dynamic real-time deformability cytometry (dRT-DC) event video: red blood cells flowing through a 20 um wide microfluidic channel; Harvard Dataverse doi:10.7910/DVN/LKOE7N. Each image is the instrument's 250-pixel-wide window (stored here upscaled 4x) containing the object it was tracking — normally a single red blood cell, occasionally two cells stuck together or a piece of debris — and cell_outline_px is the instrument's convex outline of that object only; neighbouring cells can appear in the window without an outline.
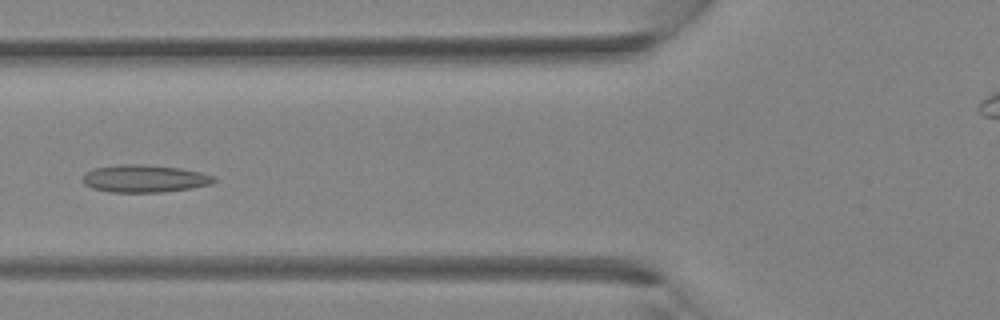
{"species": "Egyptian fruit bat (a non-hibernating species)", "species_latin": "Rousettus aegyptiacus", "temperature_condition": "room temperature", "stored_images_in_passage": 32, "camera_frame_rate_fps": 3000, "um_per_image_px": 0.085, "animal": {"sex": "female"}, "frame": {"image": 1, "passage_image": 8, "time_ms": 2.333, "image_size_px": [1000, 320], "cell_outline_px": [[216, 180], [212, 184], [192, 188], [164, 192], [108, 192], [92, 188], [84, 184], [84, 172], [92, 168], [120, 164], [140, 164], [180, 168], [200, 172], [216, 176]], "centroid_in_image_um": [12.29, 15.18], "position_along_channel_um": 113.5, "area_um2": 21.21}}
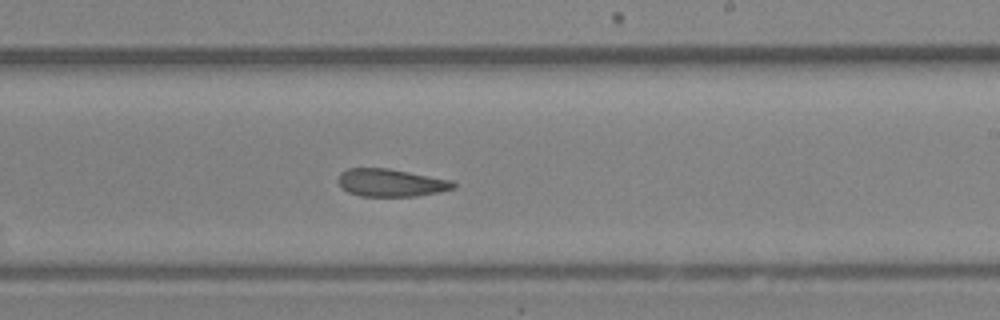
{"frame": {"image": 2, "passage_image": 16, "time_ms": 5.0, "image_size_px": [1000, 320], "cell_outline_px": [[456, 188], [440, 192], [416, 196], [360, 196], [348, 192], [340, 188], [336, 180], [340, 172], [348, 168], [388, 168], [452, 180], [456, 184]], "centroid_in_image_um": [33.19, 15.53], "position_along_channel_um": 255.8, "area_um2": 18.84}}
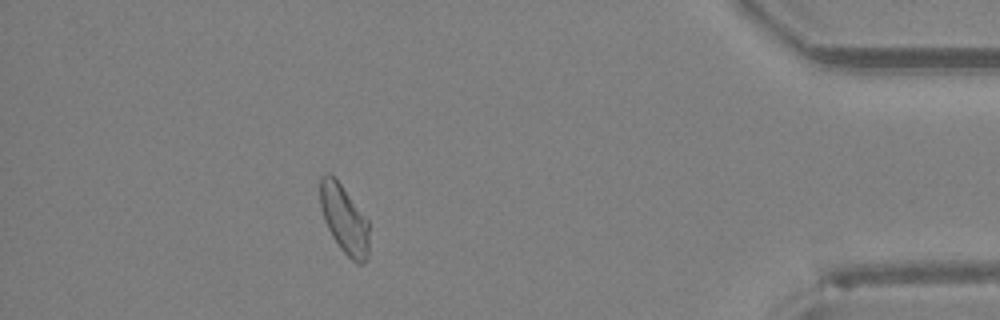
{"frame": {"image": 3, "passage_image": 27, "time_ms": 8.667, "image_size_px": [1000, 320], "cell_outline_px": [[368, 256], [360, 264], [356, 264], [340, 248], [332, 236], [324, 220], [320, 208], [320, 176], [324, 172], [328, 172], [340, 184], [368, 220]], "centroid_in_image_um": [29.23, 18.63], "position_along_channel_um": 406.0, "area_um2": 19.31}}